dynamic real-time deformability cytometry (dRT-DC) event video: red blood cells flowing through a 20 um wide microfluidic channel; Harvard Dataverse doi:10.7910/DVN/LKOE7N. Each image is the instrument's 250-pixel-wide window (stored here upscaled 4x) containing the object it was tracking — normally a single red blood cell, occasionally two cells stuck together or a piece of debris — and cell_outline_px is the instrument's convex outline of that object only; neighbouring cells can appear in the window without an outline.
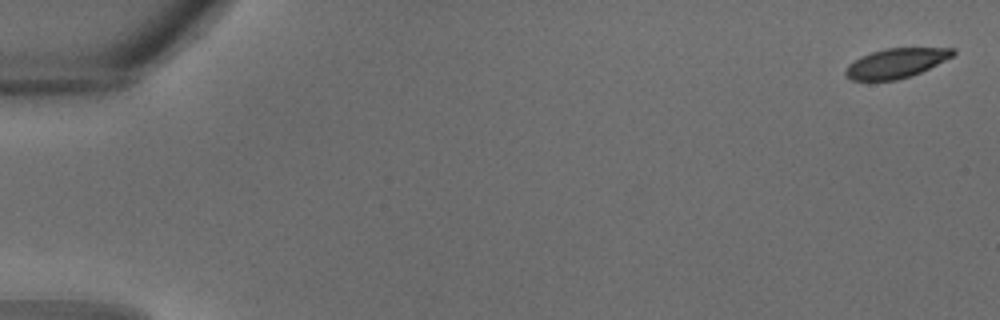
{"species": "common noctule bat (a hibernating species)", "species_latin": "Nyctalus noctula", "temperature_condition": "warm", "stored_images_in_passage": 34, "camera_frame_rate_fps": 3000, "um_per_image_px": 0.085, "animal": {"sex": "male", "body_mass_g": 18.8}, "frame": {"image": 1, "passage_image": 1, "time_ms": 0.0, "image_size_px": [1000, 320], "cell_outline_px": [[956, 52], [952, 56], [912, 76], [896, 80], [852, 80], [844, 72], [848, 64], [860, 56], [872, 52], [888, 48], [956, 48]], "centroid_in_image_um": [76.15, 5.36], "position_along_channel_um": 8.9, "area_um2": 18.26}}
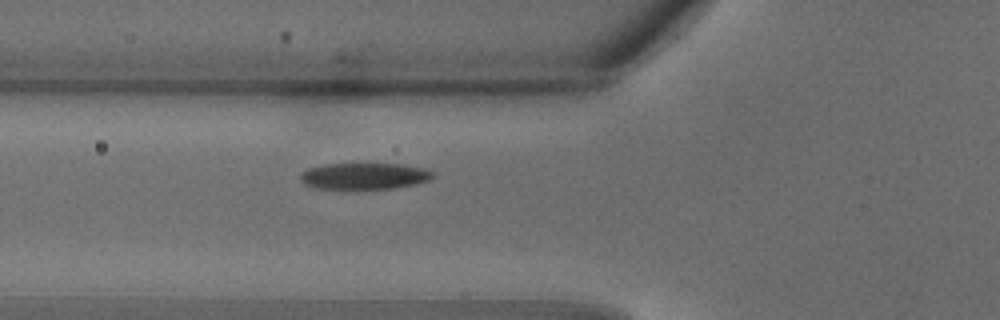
{"frame": {"image": 2, "passage_image": 13, "time_ms": 4.0, "image_size_px": [1000, 320], "cell_outline_px": [[436, 176], [428, 180], [416, 184], [392, 188], [312, 188], [304, 184], [300, 180], [300, 172], [308, 168], [324, 164], [404, 164], [424, 168], [436, 172]], "centroid_in_image_um": [30.98, 14.95], "position_along_channel_um": 94.8, "area_um2": 20.46}}
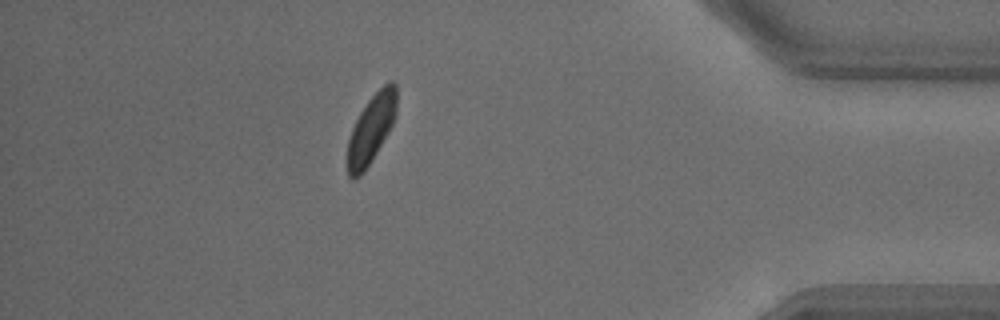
{"frame": {"image": 3, "passage_image": 30, "time_ms": 9.667, "image_size_px": [1000, 320], "cell_outline_px": [[396, 116], [388, 132], [364, 172], [360, 176], [352, 180], [348, 176], [348, 140], [352, 128], [360, 112], [368, 100], [388, 80], [392, 80], [396, 84]], "centroid_in_image_um": [31.56, 10.94], "position_along_channel_um": 403.6, "area_um2": 19.36}}